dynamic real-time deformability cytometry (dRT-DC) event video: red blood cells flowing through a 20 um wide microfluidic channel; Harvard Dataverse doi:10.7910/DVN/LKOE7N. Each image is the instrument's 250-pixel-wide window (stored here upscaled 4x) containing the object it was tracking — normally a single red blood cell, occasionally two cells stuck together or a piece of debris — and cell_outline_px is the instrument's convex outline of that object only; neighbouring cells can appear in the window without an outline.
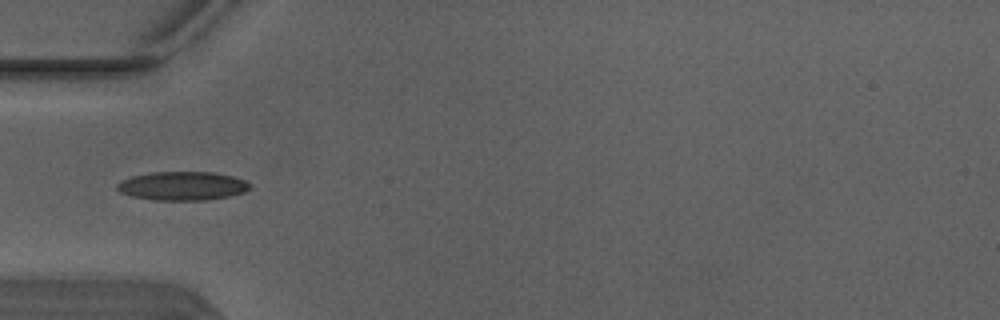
{"species": "Egyptian fruit bat (a non-hibernating species)", "species_latin": "Rousettus aegyptiacus", "temperature_condition": "warm", "stored_images_in_passage": 3, "camera_frame_rate_fps": 3000, "um_per_image_px": 0.085, "animal": {"sex": "male"}, "frame": {"image": 1, "passage_image": 3, "time_ms": 0.667, "image_size_px": [1000, 320], "cell_outline_px": [[252, 188], [244, 192], [232, 196], [208, 200], [156, 200], [132, 196], [120, 192], [116, 188], [116, 184], [120, 180], [132, 176], [148, 172], [212, 172], [232, 176], [244, 180], [252, 184]], "centroid_in_image_um": [15.52, 15.8], "position_along_channel_um": 69.5, "area_um2": 22.48}}